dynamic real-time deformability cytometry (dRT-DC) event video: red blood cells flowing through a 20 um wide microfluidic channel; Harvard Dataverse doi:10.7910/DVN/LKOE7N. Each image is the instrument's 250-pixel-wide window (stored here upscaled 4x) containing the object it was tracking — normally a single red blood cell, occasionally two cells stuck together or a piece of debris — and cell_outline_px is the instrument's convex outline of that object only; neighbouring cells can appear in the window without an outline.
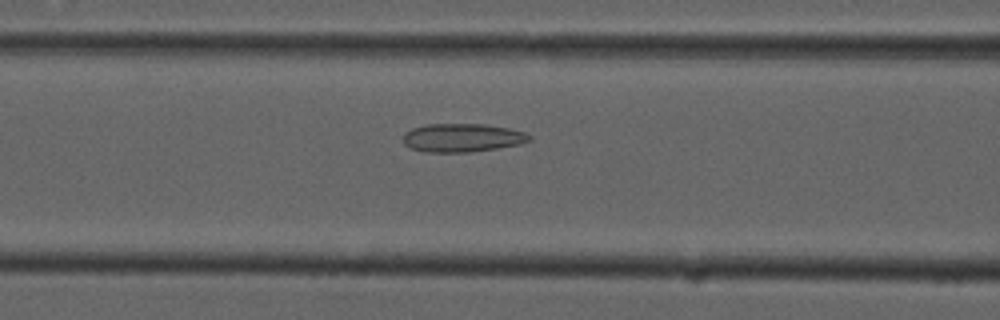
{"species": "common noctule bat (a hibernating species)", "species_latin": "Nyctalus noctula", "temperature_condition": "cold", "stored_images_in_passage": 54, "camera_frame_rate_fps": 3000, "um_per_image_px": 0.085, "animal": {"sex": "male", "forearm_length_mm": 52.5}, "frame": {"image": 1, "passage_image": 22, "time_ms": 7.0, "image_size_px": [1000, 320], "cell_outline_px": [[532, 140], [520, 144], [496, 148], [468, 152], [424, 152], [412, 148], [404, 144], [404, 132], [412, 128], [424, 124], [484, 124], [508, 128], [524, 132], [532, 136]], "centroid_in_image_um": [39.29, 11.7], "position_along_channel_um": 127.3, "area_um2": 20.92}}
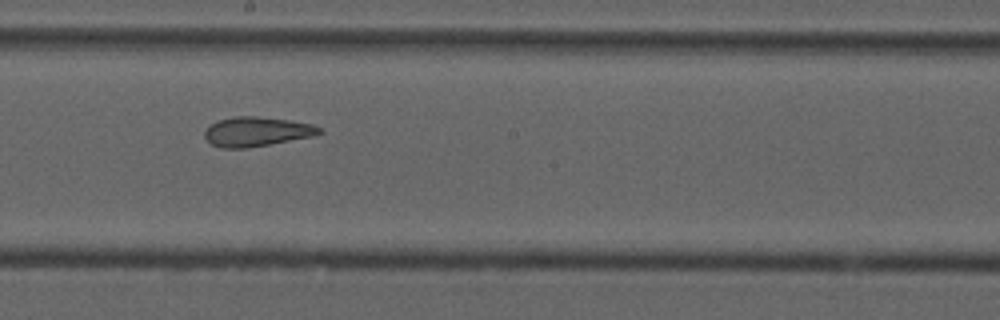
{"frame": {"image": 2, "passage_image": 30, "time_ms": 9.667, "image_size_px": [1000, 320], "cell_outline_px": [[324, 132], [312, 136], [248, 148], [220, 148], [212, 144], [204, 136], [204, 132], [216, 120], [236, 116], [252, 116], [288, 120], [312, 124], [320, 128]], "centroid_in_image_um": [21.8, 11.19], "position_along_channel_um": 226.4, "area_um2": 19.48}}
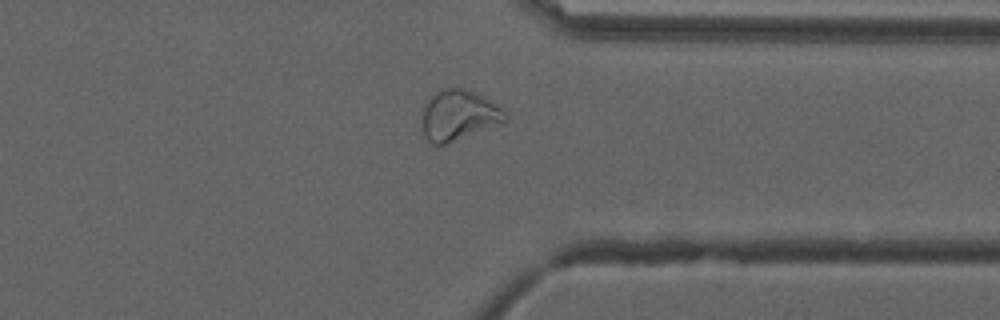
{"frame": {"image": 3, "passage_image": 42, "time_ms": 13.667, "image_size_px": [1000, 320], "cell_outline_px": [[508, 116], [504, 120], [448, 144], [436, 148], [424, 136], [420, 116], [428, 100], [436, 92], [444, 88], [464, 88], [480, 96], [508, 112]], "centroid_in_image_um": [38.89, 9.83], "position_along_channel_um": 372.5, "area_um2": 24.04}, "authors_computed_cell_mechanics": {"area_um2": 25.5187, "velocity_mm_per_s": 3.7215, "shape_relaxation_time_tau1_ms": null, "shape_relaxation_time_tau2_ms": 2.1521, "deformation_change_tau1": null, "deformation_change_tau2": 0.0856}}